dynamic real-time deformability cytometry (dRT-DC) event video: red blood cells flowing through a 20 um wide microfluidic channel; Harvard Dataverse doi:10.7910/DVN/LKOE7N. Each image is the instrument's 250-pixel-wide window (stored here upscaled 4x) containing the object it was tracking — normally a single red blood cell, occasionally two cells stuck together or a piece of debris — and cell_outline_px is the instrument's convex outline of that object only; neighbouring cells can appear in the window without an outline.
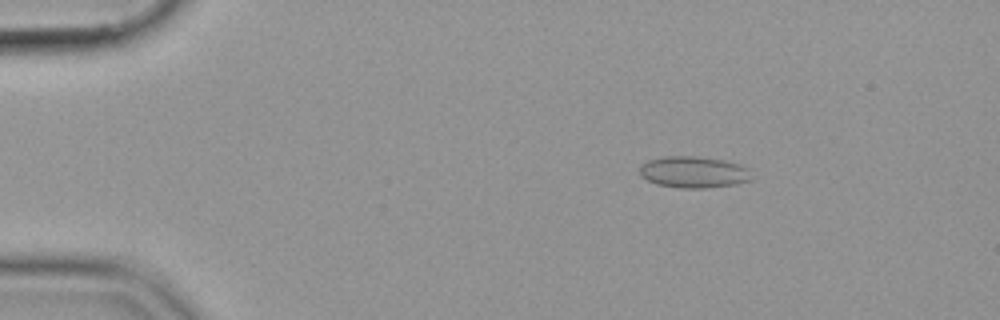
{"species": "common noctule bat (a hibernating species)", "species_latin": "Nyctalus noctula", "temperature_condition": "cold", "stored_images_in_passage": 55, "camera_frame_rate_fps": 3000, "um_per_image_px": 0.085, "animal": {"sex": "female", "body_mass_g": 19.9}, "frame": {"image": 1, "passage_image": 9, "time_ms": 2.667, "image_size_px": [1000, 320], "cell_outline_px": [[752, 180], [736, 184], [704, 188], [680, 188], [656, 184], [640, 176], [640, 164], [648, 160], [664, 156], [696, 156], [720, 160], [740, 164], [748, 168]], "centroid_in_image_um": [58.93, 14.63], "position_along_channel_um": 26.1, "area_um2": 20.58}}
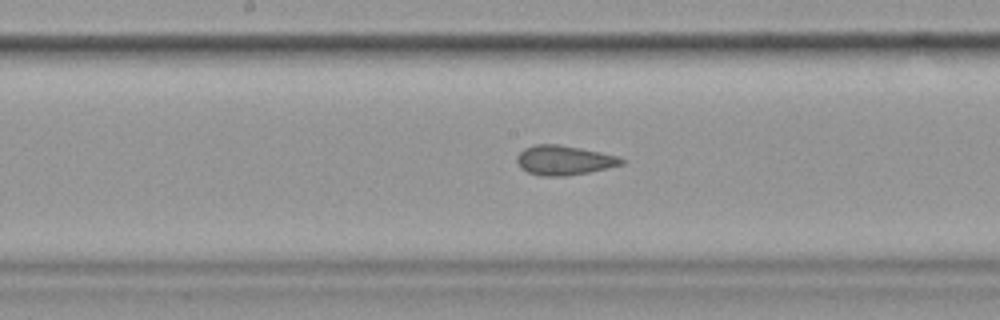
{"frame": {"image": 2, "passage_image": 29, "time_ms": 9.333, "image_size_px": [1000, 320], "cell_outline_px": [[628, 160], [624, 164], [608, 168], [568, 176], [540, 176], [528, 172], [520, 168], [516, 160], [516, 156], [524, 148], [536, 144], [556, 144], [580, 148], [600, 152], [616, 156]], "centroid_in_image_um": [47.94, 13.63], "position_along_channel_um": 200.3, "area_um2": 18.09}}
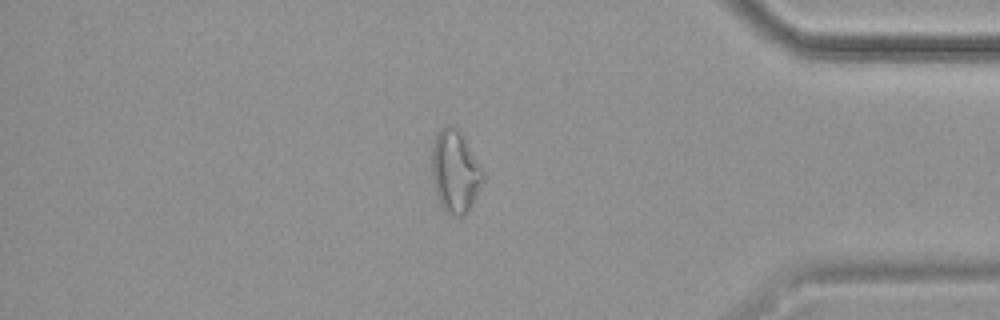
{"frame": {"image": 3, "passage_image": 47, "time_ms": 15.333, "image_size_px": [1000, 320], "cell_outline_px": [[484, 180], [468, 208], [460, 216], [448, 216], [444, 212], [436, 196], [432, 176], [432, 144], [436, 132], [440, 128], [448, 124], [452, 124], [460, 132], [484, 172]], "centroid_in_image_um": [38.64, 14.56], "position_along_channel_um": 396.6, "area_um2": 24.39}}